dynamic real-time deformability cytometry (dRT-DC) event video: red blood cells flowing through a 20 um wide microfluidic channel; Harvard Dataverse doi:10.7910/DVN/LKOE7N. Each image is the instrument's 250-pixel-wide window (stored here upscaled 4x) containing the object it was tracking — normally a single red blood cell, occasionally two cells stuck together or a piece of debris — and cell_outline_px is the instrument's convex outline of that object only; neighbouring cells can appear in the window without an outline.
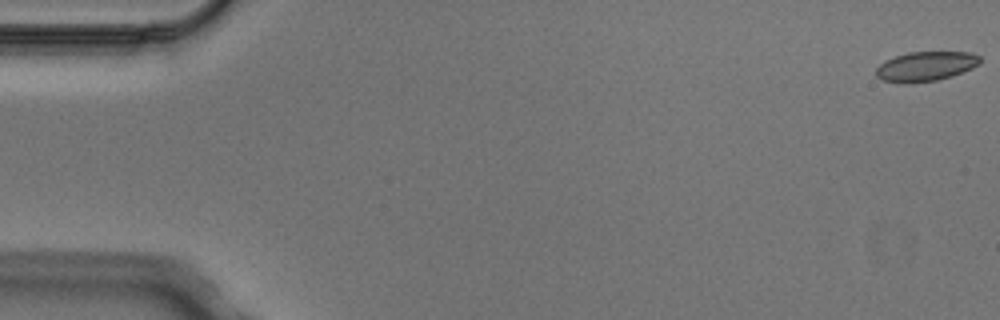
{"species": "Egyptian fruit bat (a non-hibernating species)", "species_latin": "Rousettus aegyptiacus", "temperature_condition": "cold", "stored_images_in_passage": 6, "camera_frame_rate_fps": 3000, "um_per_image_px": 0.085, "animal": {"sex": "male"}, "frame": {"image": 1, "passage_image": 1, "time_ms": 0.0, "image_size_px": [1000, 320], "cell_outline_px": [[980, 64], [972, 68], [952, 76], [936, 80], [908, 84], [904, 84], [884, 80], [876, 76], [876, 68], [884, 60], [908, 52], [972, 52], [980, 56]], "centroid_in_image_um": [78.68, 5.64], "position_along_channel_um": 6.3, "area_um2": 18.03}}